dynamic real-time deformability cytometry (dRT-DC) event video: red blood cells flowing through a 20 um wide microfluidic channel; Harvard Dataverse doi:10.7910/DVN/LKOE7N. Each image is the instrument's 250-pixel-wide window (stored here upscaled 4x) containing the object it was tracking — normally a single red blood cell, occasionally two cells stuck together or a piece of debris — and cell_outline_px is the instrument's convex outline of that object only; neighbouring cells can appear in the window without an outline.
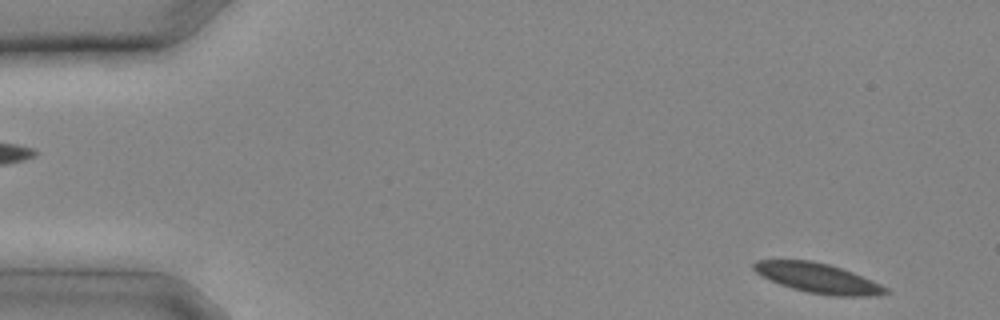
{"species": "common noctule bat (a hibernating species)", "species_latin": "Nyctalus noctula", "temperature_condition": "cold", "stored_images_in_passage": 10, "camera_frame_rate_fps": 3000, "um_per_image_px": 0.085, "animal": {"sex": "male", "body_mass_g": 20.4}, "frame": {"image": 1, "passage_image": 1, "time_ms": 0.0, "image_size_px": [1000, 320], "cell_outline_px": [[888, 292], [880, 296], [832, 296], [808, 292], [792, 288], [780, 284], [756, 272], [752, 268], [752, 264], [756, 260], [812, 260], [828, 264], [852, 272], [872, 280], [888, 288]], "centroid_in_image_um": [69.55, 23.64], "position_along_channel_um": 15.4, "area_um2": 22.72}}
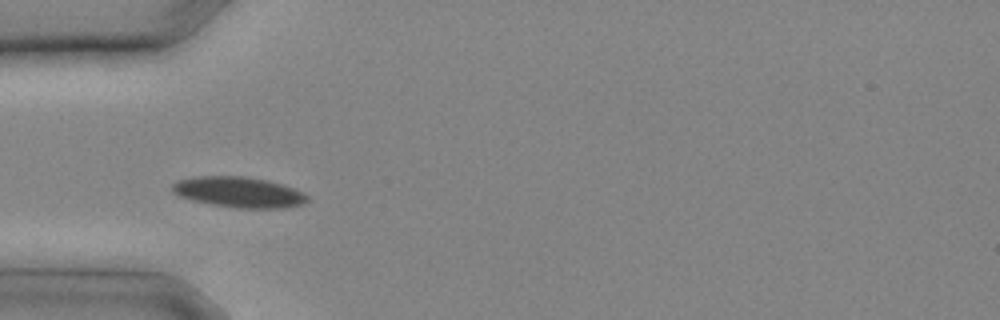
{"frame": {"image": 2, "passage_image": 7, "time_ms": 2.0, "image_size_px": [1000, 320], "cell_outline_px": [[308, 200], [304, 204], [284, 208], [236, 208], [212, 204], [192, 200], [180, 196], [172, 192], [172, 184], [176, 180], [196, 176], [244, 176], [268, 180], [304, 192], [308, 196]], "centroid_in_image_um": [20.29, 16.33], "position_along_channel_um": 64.7, "area_um2": 24.16}}
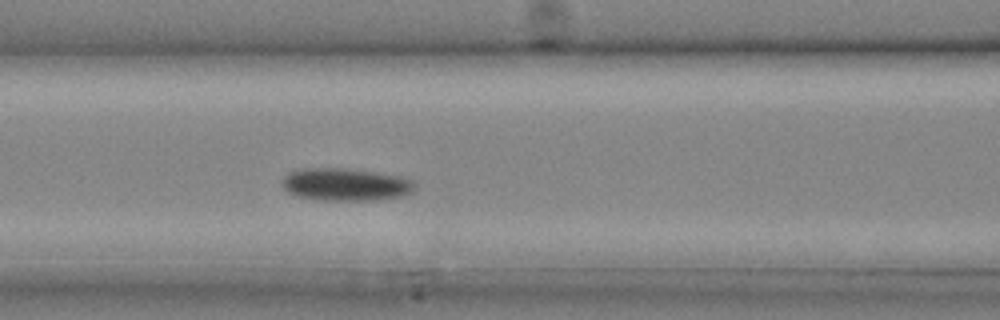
{"frame": {"image": 3, "passage_image": 10, "time_ms": 3.0, "image_size_px": [1000, 320], "cell_outline_px": [[416, 188], [412, 192], [404, 196], [380, 200], [324, 200], [296, 196], [288, 192], [284, 188], [284, 176], [288, 172], [300, 168], [348, 168], [376, 172], [400, 176], [412, 180]], "centroid_in_image_um": [29.41, 15.68], "position_along_channel_um": 137.2, "area_um2": 25.37}}